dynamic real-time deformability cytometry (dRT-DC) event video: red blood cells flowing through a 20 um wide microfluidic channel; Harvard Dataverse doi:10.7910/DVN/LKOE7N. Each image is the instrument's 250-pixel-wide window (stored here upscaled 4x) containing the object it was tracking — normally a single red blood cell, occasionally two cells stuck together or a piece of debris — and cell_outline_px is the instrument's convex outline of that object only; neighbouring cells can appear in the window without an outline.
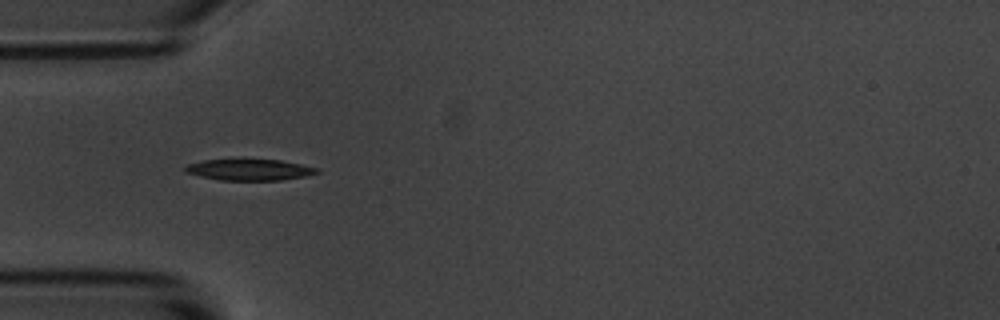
{"species": "common noctule bat (a hibernating species)", "species_latin": "Nyctalus noctula", "temperature_condition": "room temperature", "stored_images_in_passage": 6, "camera_frame_rate_fps": 3000, "um_per_image_px": 0.085, "animal": {"sex": "male", "body_mass_g": 20.1, "forearm_length_mm": 53.5}, "frame": {"image": 1, "passage_image": 5, "time_ms": 4.667, "image_size_px": [1000, 320], "cell_outline_px": [[320, 172], [308, 176], [280, 180], [220, 180], [200, 176], [184, 172], [184, 168], [188, 164], [204, 160], [240, 156], [280, 160], [320, 168]], "centroid_in_image_um": [21.19, 14.38], "position_along_channel_um": 63.8, "area_um2": 17.28}}